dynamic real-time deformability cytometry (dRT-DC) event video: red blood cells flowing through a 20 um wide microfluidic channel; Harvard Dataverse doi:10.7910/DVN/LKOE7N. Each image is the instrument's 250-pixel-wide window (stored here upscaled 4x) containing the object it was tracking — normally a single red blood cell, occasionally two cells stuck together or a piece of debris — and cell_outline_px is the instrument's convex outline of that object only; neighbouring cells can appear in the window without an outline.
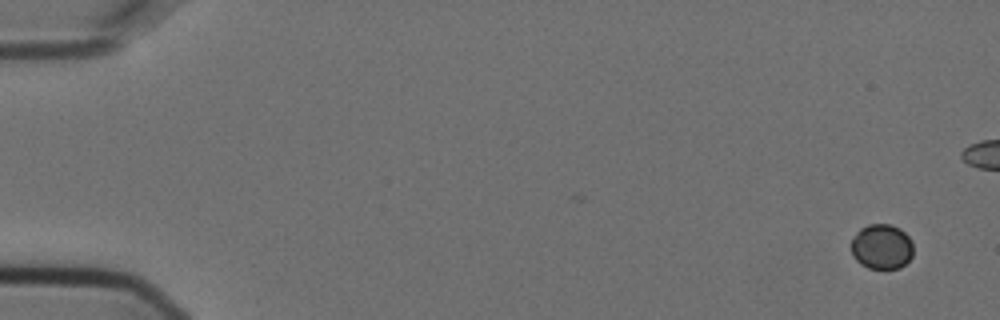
{"species": "Egyptian fruit bat (a non-hibernating species)", "species_latin": "Rousettus aegyptiacus", "temperature_condition": "cold", "stored_images_in_passage": 2, "camera_frame_rate_fps": 3000, "um_per_image_px": 0.085, "animal": {"sex": "female"}, "frame": {"image": 1, "passage_image": 2, "time_ms": 0.333, "image_size_px": [1000, 320], "cell_outline_px": [[912, 256], [900, 268], [884, 272], [868, 268], [860, 264], [852, 256], [852, 236], [860, 228], [868, 224], [892, 224], [900, 228], [912, 240]], "centroid_in_image_um": [74.93, 21.0], "position_along_channel_um": 10.1, "area_um2": 16.88}}